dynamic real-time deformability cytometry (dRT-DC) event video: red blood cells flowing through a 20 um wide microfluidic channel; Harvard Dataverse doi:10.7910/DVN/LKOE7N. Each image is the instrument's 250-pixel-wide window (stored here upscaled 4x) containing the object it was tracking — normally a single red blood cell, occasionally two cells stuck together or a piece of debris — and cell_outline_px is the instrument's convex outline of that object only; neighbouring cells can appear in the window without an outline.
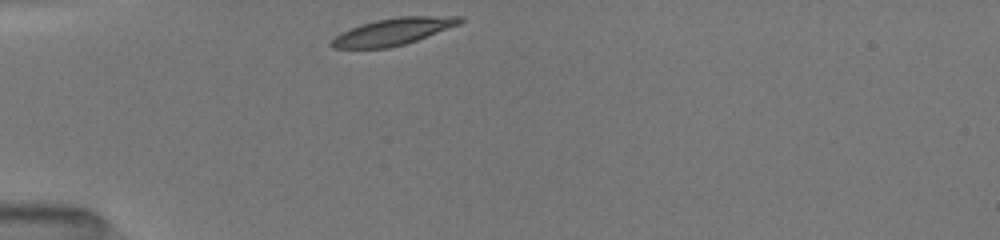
{"species": "common noctule bat (a hibernating species)", "species_latin": "Nyctalus noctula", "temperature_condition": "room temperature", "stored_images_in_passage": 32, "camera_frame_rate_fps": 3000, "um_per_image_px": 0.085, "animal": {"sex": "female", "body_mass_g": 19.5, "forearm_length_mm": 54.1}, "frame": {"image": 1, "passage_image": 1, "time_ms": 0.0, "image_size_px": [1000, 240], "cell_outline_px": [[464, 20], [460, 24], [416, 40], [404, 44], [388, 48], [332, 48], [328, 44], [340, 32], [360, 24], [376, 20], [400, 16], [464, 16]], "centroid_in_image_um": [33.4, 2.68], "position_along_channel_um": 51.6, "area_um2": 20.11}}
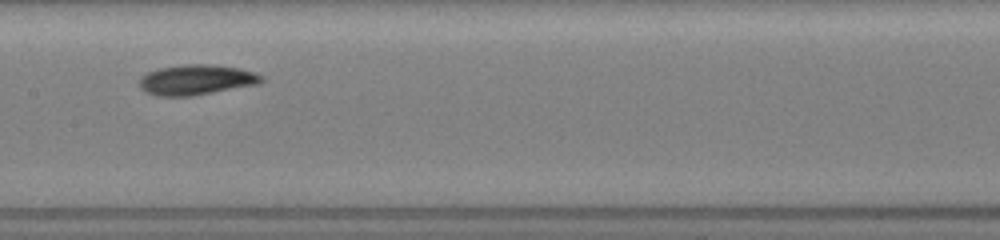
{"frame": {"image": 2, "passage_image": 13, "time_ms": 4.0, "image_size_px": [1000, 240], "cell_outline_px": [[264, 80], [260, 84], [192, 96], [156, 96], [144, 92], [140, 88], [140, 80], [148, 72], [160, 68], [184, 64], [204, 64], [240, 68], [256, 72], [264, 76]], "centroid_in_image_um": [16.73, 6.79], "position_along_channel_um": 190.7, "area_um2": 21.62}}
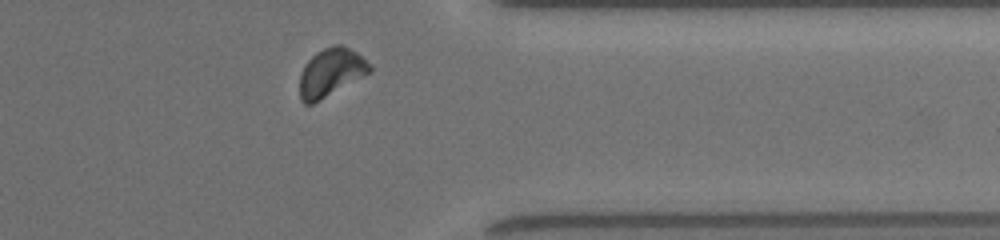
{"frame": {"image": 3, "passage_image": 28, "time_ms": 9.0, "image_size_px": [1000, 240], "cell_outline_px": [[372, 72], [312, 104], [304, 104], [300, 100], [300, 72], [304, 64], [316, 52], [324, 48], [336, 44], [340, 44], [356, 52], [372, 64]], "centroid_in_image_um": [28.13, 6.15], "position_along_channel_um": 383.3, "area_um2": 19.71}, "authors_computed_cell_mechanics": {"area_um2": 20.1722, "velocity_mm_per_s": 3.9593, "shape_relaxation_time_tau1_ms": 1.7906, "shape_relaxation_time_tau2_ms": 7.2947, "deformation_change_tau1": 0.1079, "deformation_change_tau2": 0.0913}}